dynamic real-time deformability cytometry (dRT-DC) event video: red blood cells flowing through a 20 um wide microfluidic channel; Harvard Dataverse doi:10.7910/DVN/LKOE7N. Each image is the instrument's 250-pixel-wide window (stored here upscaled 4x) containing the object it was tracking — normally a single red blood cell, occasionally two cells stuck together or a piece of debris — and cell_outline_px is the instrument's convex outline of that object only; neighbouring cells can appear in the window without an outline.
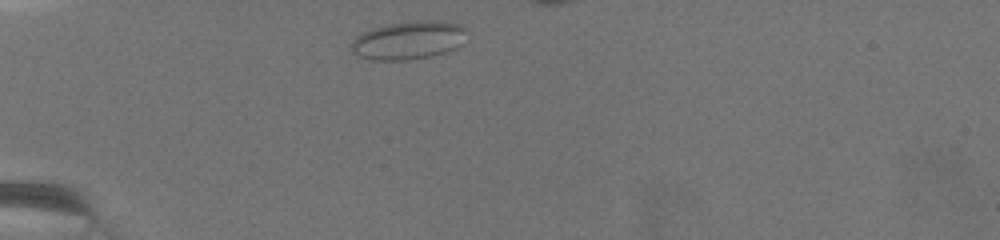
{"species": "common noctule bat (a hibernating species)", "species_latin": "Nyctalus noctula", "temperature_condition": "warm", "stored_images_in_passage": 28, "segment_of_instrument_passage": [1, 3], "camera_frame_rate_fps": 3000, "um_per_image_px": 0.085, "animal": {"sex": "female", "body_mass_g": 19.5, "forearm_length_mm": 54.1}, "frame": {"image": 1, "passage_image": 1, "time_ms": 0.0, "image_size_px": [1000, 240], "cell_outline_px": [[464, 28], [460, 44], [444, 52], [432, 56], [408, 60], [368, 60], [352, 52], [352, 40], [356, 36], [372, 28], [388, 24], [424, 20], [432, 20], [460, 24]], "centroid_in_image_um": [34.65, 3.43], "position_along_channel_um": 50.4, "area_um2": 25.26}}